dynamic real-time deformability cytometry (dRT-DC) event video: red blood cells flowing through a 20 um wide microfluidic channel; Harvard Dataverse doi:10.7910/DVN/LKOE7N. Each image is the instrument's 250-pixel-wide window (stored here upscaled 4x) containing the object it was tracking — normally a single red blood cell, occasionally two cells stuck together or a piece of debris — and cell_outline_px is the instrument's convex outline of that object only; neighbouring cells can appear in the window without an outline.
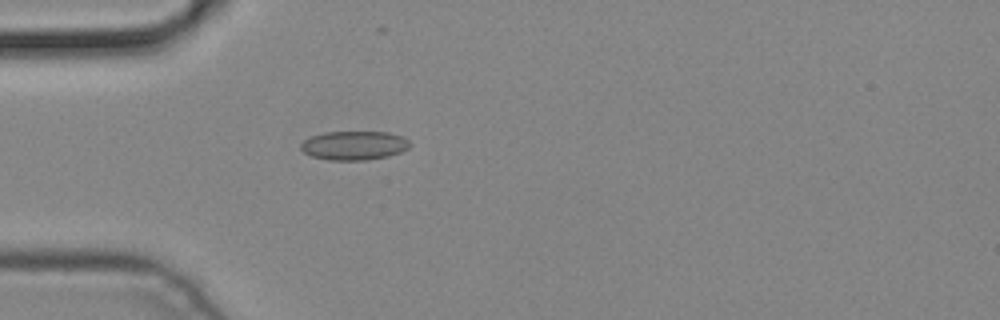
{"species": "common noctule bat (a hibernating species)", "species_latin": "Nyctalus noctula", "temperature_condition": "cold", "stored_images_in_passage": 1, "camera_frame_rate_fps": 3000, "um_per_image_px": 0.085, "animal": {"sex": "male", "body_mass_g": 19.2, "forearm_length_mm": 51.8}, "frame": {"image": 1, "passage_image": 1, "time_ms": 0.0, "image_size_px": [1000, 320], "cell_outline_px": [[412, 144], [408, 148], [400, 152], [388, 156], [364, 160], [328, 160], [312, 156], [304, 152], [300, 148], [300, 144], [304, 140], [312, 136], [324, 132], [388, 132], [400, 136], [408, 140]], "centroid_in_image_um": [30.09, 12.36], "position_along_channel_um": 54.9, "area_um2": 18.32}}